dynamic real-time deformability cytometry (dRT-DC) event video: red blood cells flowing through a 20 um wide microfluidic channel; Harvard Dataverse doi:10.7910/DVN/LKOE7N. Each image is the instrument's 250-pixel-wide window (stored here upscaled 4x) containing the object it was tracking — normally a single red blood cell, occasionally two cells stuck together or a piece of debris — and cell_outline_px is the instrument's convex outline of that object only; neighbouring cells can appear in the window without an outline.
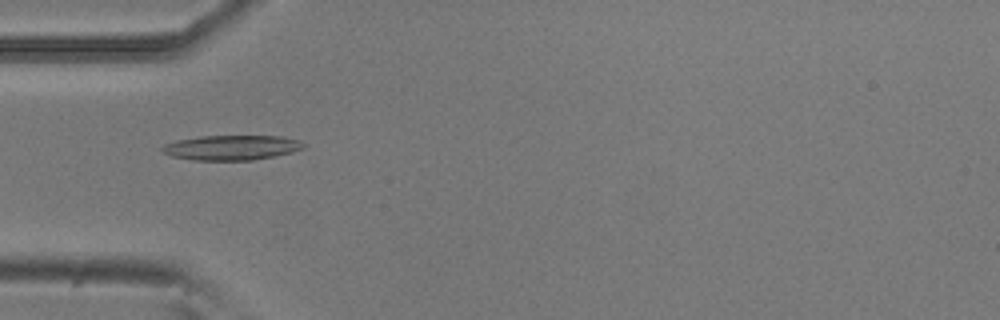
{"species": "common noctule bat (a hibernating species)", "species_latin": "Nyctalus noctula", "temperature_condition": "room temperature", "stored_images_in_passage": 53, "camera_frame_rate_fps": 3000, "um_per_image_px": 0.085, "animal": {"sex": "male", "body_mass_g": 20.5, "forearm_length_mm": 52.5}, "frame": {"image": 1, "passage_image": 16, "time_ms": 5.0, "image_size_px": [1000, 320], "cell_outline_px": [[304, 148], [292, 152], [252, 160], [192, 160], [172, 156], [164, 152], [160, 148], [164, 144], [176, 140], [200, 136], [280, 136], [300, 140], [304, 144]], "centroid_in_image_um": [19.66, 12.54], "position_along_channel_um": 65.3, "area_um2": 20.4}}
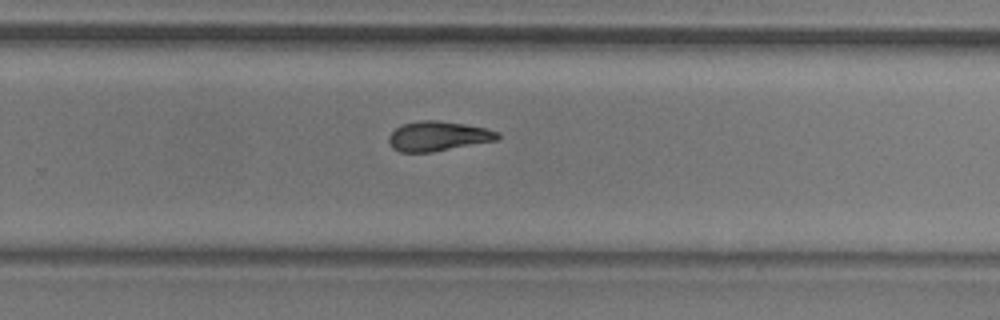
{"frame": {"image": 2, "passage_image": 34, "time_ms": 11.0, "image_size_px": [1000, 320], "cell_outline_px": [[500, 136], [496, 140], [432, 152], [400, 152], [392, 148], [388, 140], [388, 136], [396, 128], [404, 124], [420, 120], [436, 120], [464, 124], [488, 128], [500, 132]], "centroid_in_image_um": [37.24, 11.57], "position_along_channel_um": 292.6, "area_um2": 18.79}}
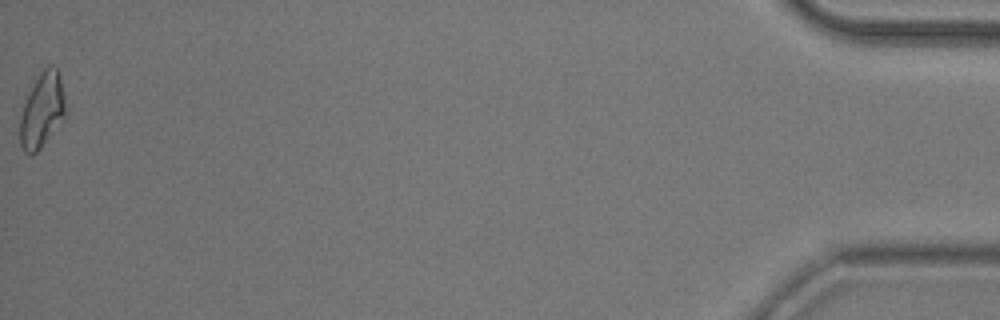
{"frame": {"image": 3, "passage_image": 53, "time_ms": 17.333, "image_size_px": [1000, 320], "cell_outline_px": [[68, 112], [40, 148], [32, 156], [24, 152], [20, 144], [20, 120], [24, 104], [40, 72], [48, 64], [52, 64], [56, 68], [60, 76], [68, 108]], "centroid_in_image_um": [3.61, 9.37], "position_along_channel_um": 431.6, "area_um2": 19.77}, "authors_computed_cell_mechanics": {"area_um2": 19.4208, "velocity_mm_per_s": 3.7877, "shape_relaxation_time_tau1_ms": 7.4693, "shape_relaxation_time_tau2_ms": 4.4301, "deformation_change_tau1": 0.2053, "deformation_change_tau2": 0.1299}}